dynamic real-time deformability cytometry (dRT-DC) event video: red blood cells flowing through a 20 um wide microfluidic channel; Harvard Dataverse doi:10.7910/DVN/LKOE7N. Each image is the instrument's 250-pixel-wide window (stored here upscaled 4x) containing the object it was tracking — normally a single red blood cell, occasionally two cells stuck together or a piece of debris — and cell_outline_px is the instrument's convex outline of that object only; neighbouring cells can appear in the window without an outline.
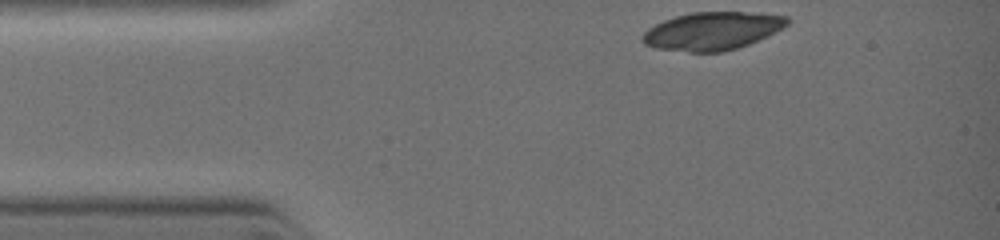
{"species": "common noctule bat (a hibernating species)", "species_latin": "Nyctalus noctula", "temperature_condition": "warm", "stored_images_in_passage": 9, "camera_frame_rate_fps": 3000, "um_per_image_px": 0.085, "animal": {"sex": "female", "body_mass_g": 19.0, "forearm_length_mm": 51.5}, "frame": {"image": 1, "passage_image": 1, "time_ms": 0.0, "image_size_px": [1000, 240], "cell_outline_px": [[788, 24], [768, 36], [748, 44], [736, 48], [720, 52], [688, 52], [656, 48], [644, 44], [640, 40], [640, 36], [648, 28], [664, 20], [676, 16], [692, 12], [740, 12], [788, 16]], "centroid_in_image_um": [60.49, 2.64], "position_along_channel_um": 24.5, "area_um2": 31.85}}